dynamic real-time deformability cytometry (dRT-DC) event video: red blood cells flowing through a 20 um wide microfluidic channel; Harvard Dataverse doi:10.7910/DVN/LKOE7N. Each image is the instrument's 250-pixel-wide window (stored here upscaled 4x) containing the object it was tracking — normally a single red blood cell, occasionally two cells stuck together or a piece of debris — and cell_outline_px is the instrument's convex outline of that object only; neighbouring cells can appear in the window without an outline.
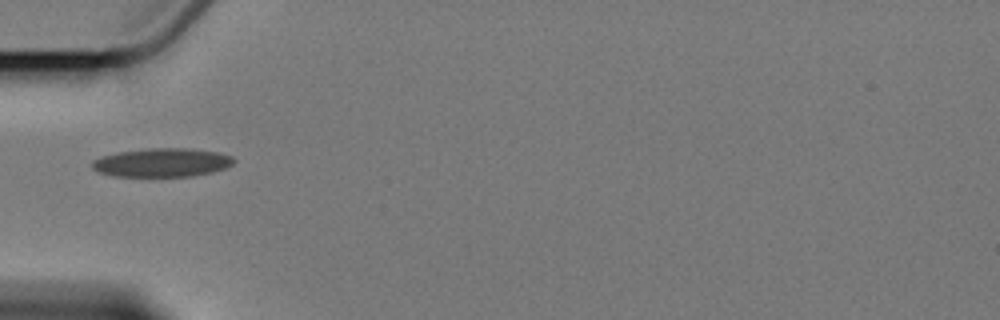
{"species": "Egyptian fruit bat (a non-hibernating species)", "species_latin": "Rousettus aegyptiacus", "temperature_condition": "cold", "stored_images_in_passage": 15, "camera_frame_rate_fps": 3000, "um_per_image_px": 0.085, "animal": {"sex": "female"}, "frame": {"image": 1, "passage_image": 5, "time_ms": 5.667, "image_size_px": [1000, 320], "cell_outline_px": [[236, 160], [228, 168], [212, 172], [192, 176], [112, 176], [96, 172], [92, 168], [92, 160], [100, 156], [116, 152], [148, 148], [192, 148], [216, 152], [232, 156]], "centroid_in_image_um": [13.75, 13.81], "position_along_channel_um": 71.3, "area_um2": 23.99}}
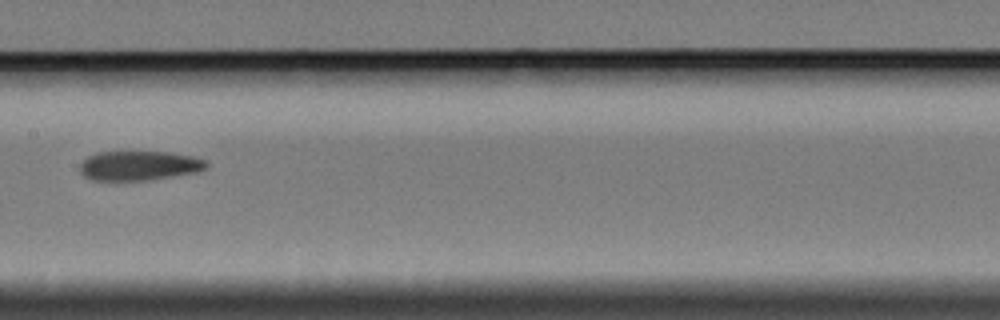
{"frame": {"image": 2, "passage_image": 8, "time_ms": 9.333, "image_size_px": [1000, 320], "cell_outline_px": [[208, 164], [204, 168], [196, 172], [148, 180], [92, 180], [84, 176], [80, 172], [80, 164], [88, 156], [96, 152], [168, 152], [192, 156], [204, 160]], "centroid_in_image_um": [11.78, 14.08], "position_along_channel_um": 195.6, "area_um2": 21.5}}
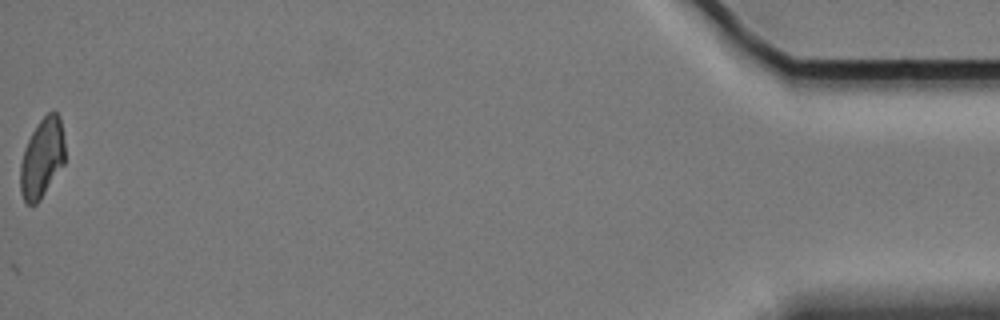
{"frame": {"image": 3, "passage_image": 15, "time_ms": 19.0, "image_size_px": [1000, 320], "cell_outline_px": [[64, 164], [40, 200], [36, 204], [28, 204], [24, 200], [20, 192], [20, 164], [24, 148], [32, 132], [40, 120], [48, 112], [56, 112], [60, 116], [64, 140]], "centroid_in_image_um": [3.57, 13.44], "position_along_channel_um": 431.6, "area_um2": 20.63}}